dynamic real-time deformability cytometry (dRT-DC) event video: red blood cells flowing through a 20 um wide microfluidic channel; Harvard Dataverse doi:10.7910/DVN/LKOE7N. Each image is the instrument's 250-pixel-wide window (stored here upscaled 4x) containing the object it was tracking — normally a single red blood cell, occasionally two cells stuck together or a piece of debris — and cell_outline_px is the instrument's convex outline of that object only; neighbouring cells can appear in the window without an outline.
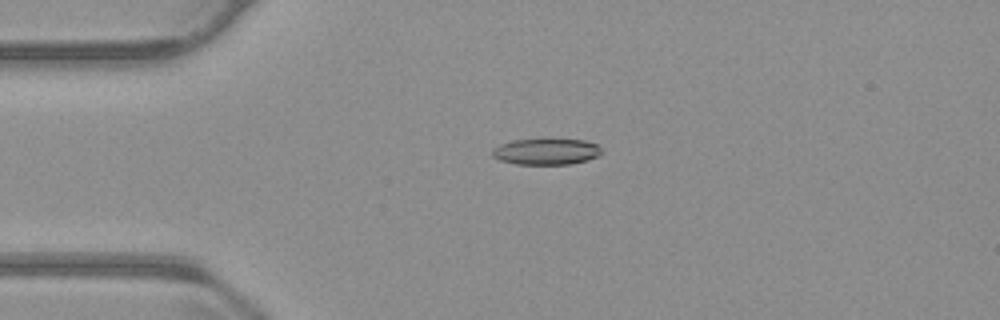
{"species": "common noctule bat (a hibernating species)", "species_latin": "Nyctalus noctula", "temperature_condition": "warm", "stored_images_in_passage": 55, "camera_frame_rate_fps": 3000, "um_per_image_px": 0.085, "animal": {"sex": "male", "body_mass_g": 23.1, "forearm_length_mm": 52.7}, "frame": {"image": 1, "passage_image": 13, "time_ms": 4.0, "image_size_px": [1000, 320], "cell_outline_px": [[604, 152], [600, 156], [588, 160], [572, 164], [516, 164], [500, 160], [492, 156], [492, 148], [500, 144], [512, 140], [544, 136], [584, 140], [596, 144]], "centroid_in_image_um": [46.45, 12.83], "position_along_channel_um": 38.6, "area_um2": 17.69}}
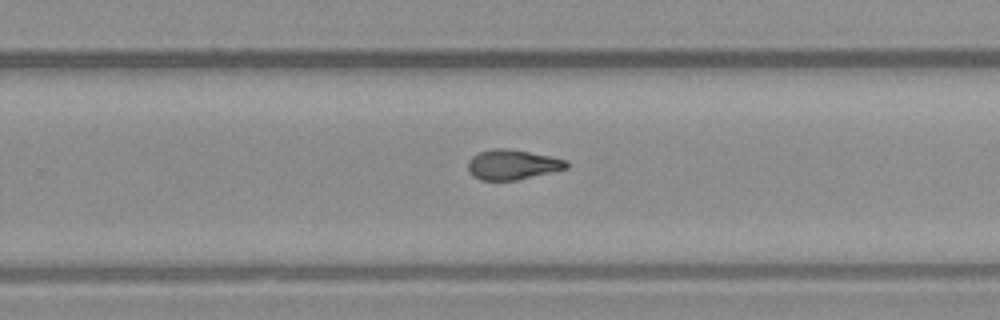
{"frame": {"image": 2, "passage_image": 35, "time_ms": 11.333, "image_size_px": [1000, 320], "cell_outline_px": [[568, 168], [516, 180], [480, 180], [472, 176], [468, 172], [468, 160], [472, 156], [480, 152], [496, 148], [508, 148], [552, 156], [568, 160]], "centroid_in_image_um": [43.55, 13.99], "position_along_channel_um": 286.3, "area_um2": 17.28}}
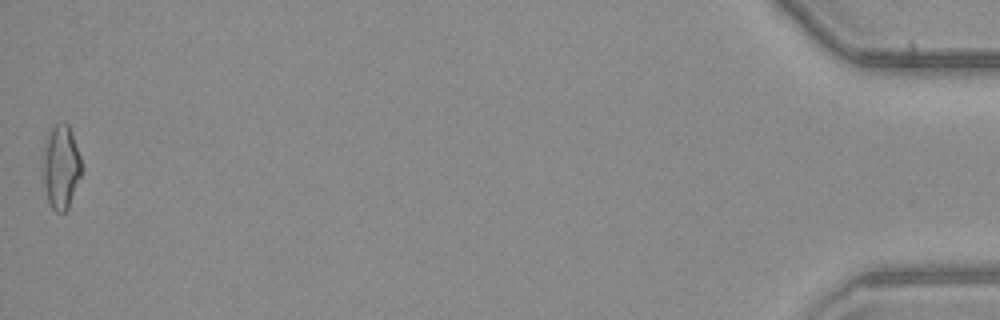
{"frame": {"image": 3, "passage_image": 55, "time_ms": 18.0, "image_size_px": [1000, 320], "cell_outline_px": [[80, 176], [68, 208], [64, 212], [56, 212], [48, 204], [44, 188], [44, 148], [48, 136], [52, 128], [56, 124], [68, 124], [72, 132], [80, 156]], "centroid_in_image_um": [5.18, 14.23], "position_along_channel_um": 430.0, "area_um2": 18.32}, "authors_computed_cell_mechanics": {"area_um2": 17.4556, "velocity_mm_per_s": 3.7481, "shape_relaxation_time_tau1_ms": 11.1686, "shape_relaxation_time_tau2_ms": 4.0585, "deformation_change_tau1": 0.2788, "deformation_change_tau2": 0.1224}}